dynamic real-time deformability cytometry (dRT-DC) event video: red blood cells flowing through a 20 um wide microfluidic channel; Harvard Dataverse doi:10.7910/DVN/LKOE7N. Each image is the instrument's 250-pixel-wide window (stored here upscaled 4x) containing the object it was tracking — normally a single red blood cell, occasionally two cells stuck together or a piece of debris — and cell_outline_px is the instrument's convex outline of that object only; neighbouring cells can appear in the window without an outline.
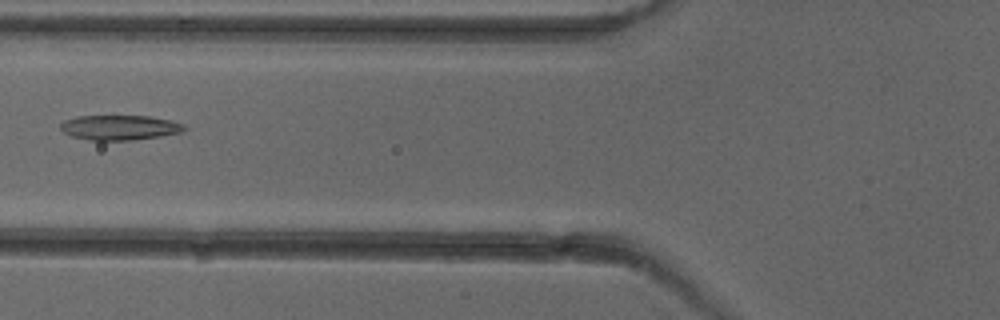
{"species": "common noctule bat (a hibernating species)", "species_latin": "Nyctalus noctula", "temperature_condition": "cold", "stored_images_in_passage": 5, "camera_frame_rate_fps": 3000, "um_per_image_px": 0.085, "animal": {"sex": "female"}, "frame": {"image": 1, "passage_image": 5, "time_ms": 4.667, "image_size_px": [1000, 320], "cell_outline_px": [[188, 128], [184, 132], [160, 136], [132, 140], [88, 140], [72, 136], [64, 132], [60, 128], [60, 124], [64, 120], [76, 116], [148, 116], [172, 120], [184, 124]], "centroid_in_image_um": [10.2, 10.84], "position_along_channel_um": 115.6, "area_um2": 18.09}}